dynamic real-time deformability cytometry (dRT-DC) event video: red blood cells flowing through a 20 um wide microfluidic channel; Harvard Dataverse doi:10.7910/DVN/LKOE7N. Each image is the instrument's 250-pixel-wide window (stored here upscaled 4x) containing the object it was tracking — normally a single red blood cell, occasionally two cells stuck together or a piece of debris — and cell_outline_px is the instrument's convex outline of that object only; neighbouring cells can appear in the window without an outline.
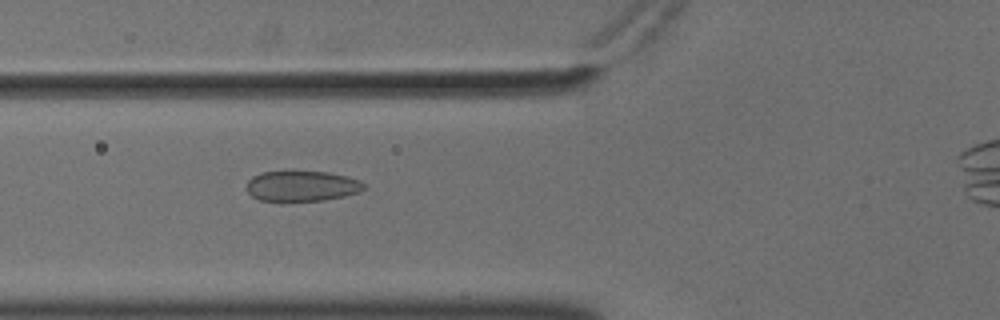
{"species": "common noctule bat (a hibernating species)", "species_latin": "Nyctalus noctula", "temperature_condition": "cold", "stored_images_in_passage": 42, "camera_frame_rate_fps": 3000, "um_per_image_px": 0.085, "animal": {"sex": "male", "body_mass_g": 18.8}, "frame": {"image": 1, "passage_image": 12, "time_ms": 3.667, "image_size_px": [1000, 320], "cell_outline_px": [[364, 188], [360, 192], [344, 196], [324, 200], [284, 204], [280, 204], [260, 200], [252, 196], [244, 188], [248, 180], [252, 176], [260, 172], [292, 168], [328, 172], [348, 176], [360, 180], [364, 184]], "centroid_in_image_um": [25.57, 15.8], "position_along_channel_um": 100.2, "area_um2": 22.66}}
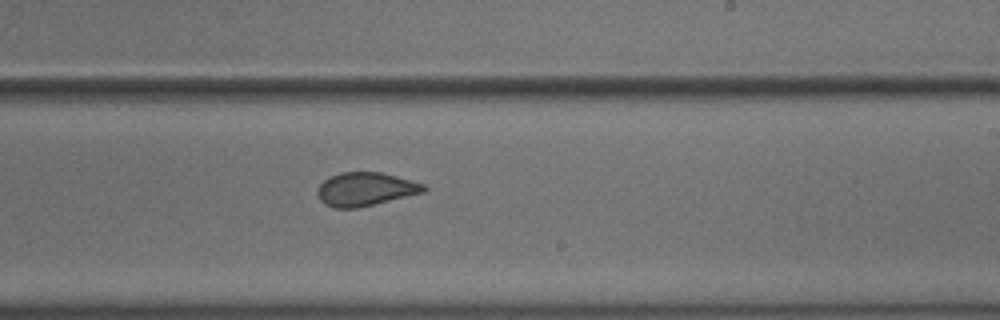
{"frame": {"image": 2, "passage_image": 25, "time_ms": 8.0, "image_size_px": [1000, 320], "cell_outline_px": [[428, 188], [424, 192], [360, 208], [336, 208], [324, 204], [320, 200], [316, 192], [320, 184], [324, 180], [340, 172], [380, 172], [396, 176], [424, 184]], "centroid_in_image_um": [31.05, 16.09], "position_along_channel_um": 257.9, "area_um2": 20.75}}
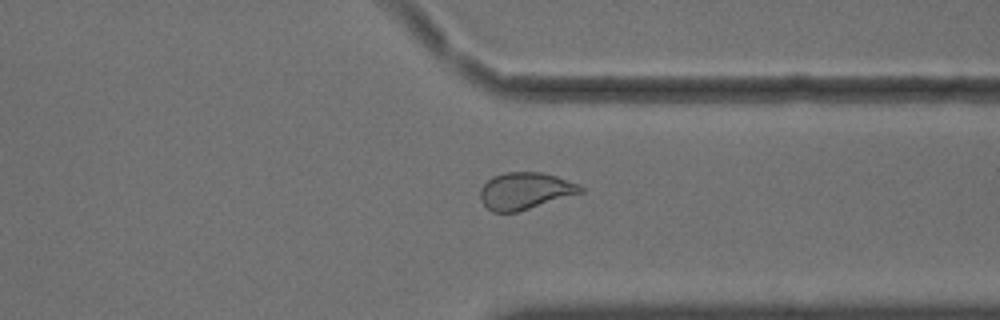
{"frame": {"image": 3, "passage_image": 34, "time_ms": 11.0, "image_size_px": [1000, 320], "cell_outline_px": [[584, 192], [516, 212], [492, 212], [480, 200], [480, 188], [492, 176], [504, 172], [540, 172], [556, 176], [580, 184], [584, 188]], "centroid_in_image_um": [44.63, 16.21], "position_along_channel_um": 366.8, "area_um2": 21.56}}